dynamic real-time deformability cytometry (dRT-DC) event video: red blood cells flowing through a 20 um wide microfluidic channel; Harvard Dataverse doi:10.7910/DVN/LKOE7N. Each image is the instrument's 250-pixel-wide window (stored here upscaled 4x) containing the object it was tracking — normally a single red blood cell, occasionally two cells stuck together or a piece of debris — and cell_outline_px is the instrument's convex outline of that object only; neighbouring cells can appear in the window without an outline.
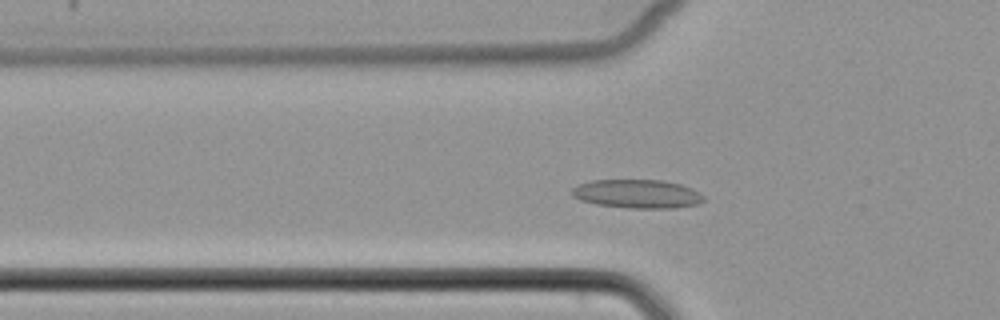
{"species": "common noctule bat (a hibernating species)", "species_latin": "Nyctalus noctula", "temperature_condition": "cold", "stored_images_in_passage": 41, "camera_frame_rate_fps": 3000, "um_per_image_px": 0.085, "animal": {"sex": "female", "body_mass_g": 22.7, "forearm_length_mm": 54.2}, "frame": {"image": 1, "passage_image": 12, "time_ms": 3.667, "image_size_px": [1000, 320], "cell_outline_px": [[704, 200], [700, 204], [672, 208], [628, 208], [596, 204], [580, 200], [572, 196], [572, 188], [576, 184], [592, 180], [664, 180], [680, 184], [692, 188], [700, 192], [704, 196]], "centroid_in_image_um": [54.17, 16.47], "position_along_channel_um": 71.6, "area_um2": 22.25}}
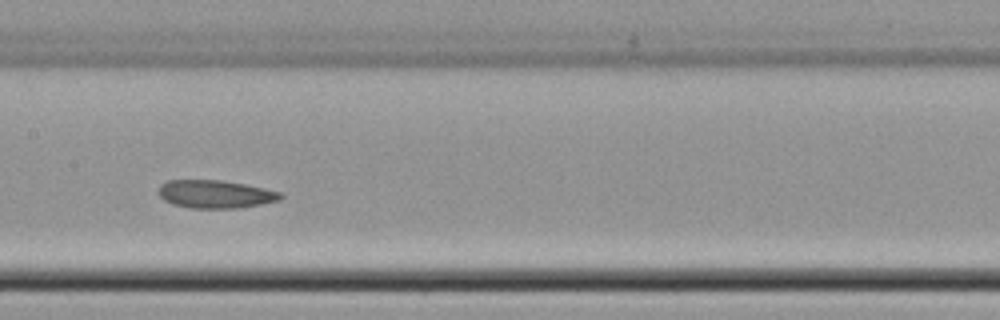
{"frame": {"image": 2, "passage_image": 21, "time_ms": 6.667, "image_size_px": [1000, 320], "cell_outline_px": [[284, 196], [280, 200], [260, 204], [236, 208], [192, 208], [172, 204], [164, 200], [156, 192], [160, 184], [168, 180], [220, 180], [244, 184], [264, 188], [280, 192]], "centroid_in_image_um": [18.26, 16.5], "position_along_channel_um": 189.1, "area_um2": 19.94}}
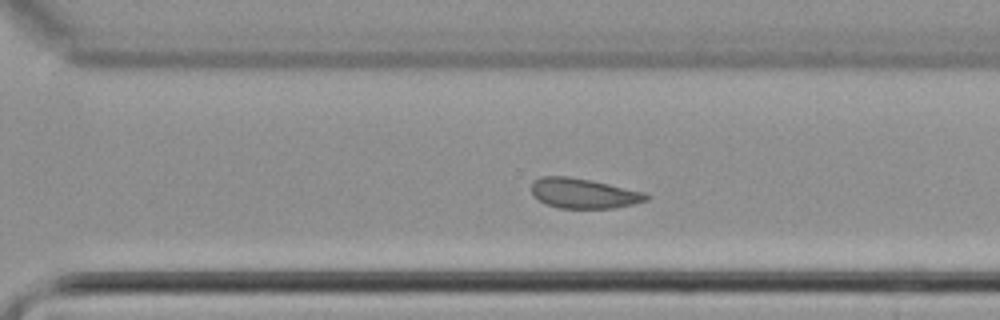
{"frame": {"image": 3, "passage_image": 31, "time_ms": 10.0, "image_size_px": [1000, 320], "cell_outline_px": [[648, 200], [632, 204], [612, 208], [560, 208], [548, 204], [532, 196], [532, 180], [540, 176], [568, 176], [592, 180], [648, 192]], "centroid_in_image_um": [49.62, 16.41], "position_along_channel_um": 321.0, "area_um2": 20.23}}